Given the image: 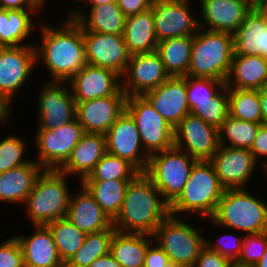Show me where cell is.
Masks as SVG:
<instances>
[{"label":"cell","mask_w":267,"mask_h":267,"mask_svg":"<svg viewBox=\"0 0 267 267\" xmlns=\"http://www.w3.org/2000/svg\"><path fill=\"white\" fill-rule=\"evenodd\" d=\"M34 233L14 235L23 253L24 267H64L47 226H33Z\"/></svg>","instance_id":"24"},{"label":"cell","mask_w":267,"mask_h":267,"mask_svg":"<svg viewBox=\"0 0 267 267\" xmlns=\"http://www.w3.org/2000/svg\"><path fill=\"white\" fill-rule=\"evenodd\" d=\"M26 147L28 148L25 139L18 137L17 133L4 136L0 140V173L30 163L33 159L24 156L27 153Z\"/></svg>","instance_id":"41"},{"label":"cell","mask_w":267,"mask_h":267,"mask_svg":"<svg viewBox=\"0 0 267 267\" xmlns=\"http://www.w3.org/2000/svg\"><path fill=\"white\" fill-rule=\"evenodd\" d=\"M74 1H75V2L77 1V2L79 3L78 6H80V7L73 6V8H74V7H75V8H74V9H73V8L71 9V6L68 5V6L70 7V8H69V11H68V13L70 12L69 15H71V14L73 13V11H74L76 8H81L82 6L80 5V3H81V2L83 3L85 0H74ZM70 9H71V10H70Z\"/></svg>","instance_id":"57"},{"label":"cell","mask_w":267,"mask_h":267,"mask_svg":"<svg viewBox=\"0 0 267 267\" xmlns=\"http://www.w3.org/2000/svg\"><path fill=\"white\" fill-rule=\"evenodd\" d=\"M224 191L212 162L197 160L182 192L169 205L170 214L184 218L193 214L210 219Z\"/></svg>","instance_id":"3"},{"label":"cell","mask_w":267,"mask_h":267,"mask_svg":"<svg viewBox=\"0 0 267 267\" xmlns=\"http://www.w3.org/2000/svg\"><path fill=\"white\" fill-rule=\"evenodd\" d=\"M211 226L251 234L267 231V201L248 188L225 189L217 204Z\"/></svg>","instance_id":"4"},{"label":"cell","mask_w":267,"mask_h":267,"mask_svg":"<svg viewBox=\"0 0 267 267\" xmlns=\"http://www.w3.org/2000/svg\"><path fill=\"white\" fill-rule=\"evenodd\" d=\"M261 125L229 115L218 128L219 145L250 150Z\"/></svg>","instance_id":"36"},{"label":"cell","mask_w":267,"mask_h":267,"mask_svg":"<svg viewBox=\"0 0 267 267\" xmlns=\"http://www.w3.org/2000/svg\"><path fill=\"white\" fill-rule=\"evenodd\" d=\"M243 235L240 254L233 264L240 267H253L265 254L267 248V231Z\"/></svg>","instance_id":"43"},{"label":"cell","mask_w":267,"mask_h":267,"mask_svg":"<svg viewBox=\"0 0 267 267\" xmlns=\"http://www.w3.org/2000/svg\"><path fill=\"white\" fill-rule=\"evenodd\" d=\"M126 94L120 89L115 95L76 102V119L85 133L106 134L126 110Z\"/></svg>","instance_id":"19"},{"label":"cell","mask_w":267,"mask_h":267,"mask_svg":"<svg viewBox=\"0 0 267 267\" xmlns=\"http://www.w3.org/2000/svg\"><path fill=\"white\" fill-rule=\"evenodd\" d=\"M126 111L135 120L142 147L149 156L174 146V128L143 95L127 97Z\"/></svg>","instance_id":"9"},{"label":"cell","mask_w":267,"mask_h":267,"mask_svg":"<svg viewBox=\"0 0 267 267\" xmlns=\"http://www.w3.org/2000/svg\"><path fill=\"white\" fill-rule=\"evenodd\" d=\"M75 102L115 95L121 89V76L108 68L86 64L67 82Z\"/></svg>","instance_id":"22"},{"label":"cell","mask_w":267,"mask_h":267,"mask_svg":"<svg viewBox=\"0 0 267 267\" xmlns=\"http://www.w3.org/2000/svg\"><path fill=\"white\" fill-rule=\"evenodd\" d=\"M47 227L53 235L58 256L65 265L83 245L87 234L66 217L53 221Z\"/></svg>","instance_id":"35"},{"label":"cell","mask_w":267,"mask_h":267,"mask_svg":"<svg viewBox=\"0 0 267 267\" xmlns=\"http://www.w3.org/2000/svg\"><path fill=\"white\" fill-rule=\"evenodd\" d=\"M84 133L76 118L53 129H37L33 140L38 152L35 161L44 169H59Z\"/></svg>","instance_id":"10"},{"label":"cell","mask_w":267,"mask_h":267,"mask_svg":"<svg viewBox=\"0 0 267 267\" xmlns=\"http://www.w3.org/2000/svg\"><path fill=\"white\" fill-rule=\"evenodd\" d=\"M169 214L156 228L153 236L169 261L182 267H192L201 249L205 246V237L188 219Z\"/></svg>","instance_id":"7"},{"label":"cell","mask_w":267,"mask_h":267,"mask_svg":"<svg viewBox=\"0 0 267 267\" xmlns=\"http://www.w3.org/2000/svg\"><path fill=\"white\" fill-rule=\"evenodd\" d=\"M232 264L226 257L204 246L192 267H231Z\"/></svg>","instance_id":"46"},{"label":"cell","mask_w":267,"mask_h":267,"mask_svg":"<svg viewBox=\"0 0 267 267\" xmlns=\"http://www.w3.org/2000/svg\"><path fill=\"white\" fill-rule=\"evenodd\" d=\"M225 87L224 81L186 76L187 101L190 109L196 104L211 103Z\"/></svg>","instance_id":"40"},{"label":"cell","mask_w":267,"mask_h":267,"mask_svg":"<svg viewBox=\"0 0 267 267\" xmlns=\"http://www.w3.org/2000/svg\"><path fill=\"white\" fill-rule=\"evenodd\" d=\"M169 77L156 51L132 54L121 76V89L127 97L143 95L160 86Z\"/></svg>","instance_id":"16"},{"label":"cell","mask_w":267,"mask_h":267,"mask_svg":"<svg viewBox=\"0 0 267 267\" xmlns=\"http://www.w3.org/2000/svg\"><path fill=\"white\" fill-rule=\"evenodd\" d=\"M200 28L234 34L253 8V0H198Z\"/></svg>","instance_id":"20"},{"label":"cell","mask_w":267,"mask_h":267,"mask_svg":"<svg viewBox=\"0 0 267 267\" xmlns=\"http://www.w3.org/2000/svg\"><path fill=\"white\" fill-rule=\"evenodd\" d=\"M267 85V59L260 55H234L227 89L261 90Z\"/></svg>","instance_id":"27"},{"label":"cell","mask_w":267,"mask_h":267,"mask_svg":"<svg viewBox=\"0 0 267 267\" xmlns=\"http://www.w3.org/2000/svg\"><path fill=\"white\" fill-rule=\"evenodd\" d=\"M45 5L40 0H0V9H43Z\"/></svg>","instance_id":"50"},{"label":"cell","mask_w":267,"mask_h":267,"mask_svg":"<svg viewBox=\"0 0 267 267\" xmlns=\"http://www.w3.org/2000/svg\"><path fill=\"white\" fill-rule=\"evenodd\" d=\"M210 161L225 189L247 188L257 166H261L250 150L223 145L219 146Z\"/></svg>","instance_id":"15"},{"label":"cell","mask_w":267,"mask_h":267,"mask_svg":"<svg viewBox=\"0 0 267 267\" xmlns=\"http://www.w3.org/2000/svg\"><path fill=\"white\" fill-rule=\"evenodd\" d=\"M164 267H182V266L176 265L175 263H173V262L170 261Z\"/></svg>","instance_id":"59"},{"label":"cell","mask_w":267,"mask_h":267,"mask_svg":"<svg viewBox=\"0 0 267 267\" xmlns=\"http://www.w3.org/2000/svg\"><path fill=\"white\" fill-rule=\"evenodd\" d=\"M78 193L70 196L66 218L86 234L110 228L113 221L101 209L90 193L82 186Z\"/></svg>","instance_id":"25"},{"label":"cell","mask_w":267,"mask_h":267,"mask_svg":"<svg viewBox=\"0 0 267 267\" xmlns=\"http://www.w3.org/2000/svg\"><path fill=\"white\" fill-rule=\"evenodd\" d=\"M12 108L0 97V126L10 125L12 117ZM11 115V116H10ZM8 122V123H7ZM10 122V123H9Z\"/></svg>","instance_id":"53"},{"label":"cell","mask_w":267,"mask_h":267,"mask_svg":"<svg viewBox=\"0 0 267 267\" xmlns=\"http://www.w3.org/2000/svg\"><path fill=\"white\" fill-rule=\"evenodd\" d=\"M262 169L264 170V173L266 174L265 177L267 179V162L262 163Z\"/></svg>","instance_id":"58"},{"label":"cell","mask_w":267,"mask_h":267,"mask_svg":"<svg viewBox=\"0 0 267 267\" xmlns=\"http://www.w3.org/2000/svg\"><path fill=\"white\" fill-rule=\"evenodd\" d=\"M190 113L218 129L229 116L227 87H225L211 103L196 104L193 106L190 109Z\"/></svg>","instance_id":"42"},{"label":"cell","mask_w":267,"mask_h":267,"mask_svg":"<svg viewBox=\"0 0 267 267\" xmlns=\"http://www.w3.org/2000/svg\"><path fill=\"white\" fill-rule=\"evenodd\" d=\"M41 10L0 9V48L35 45L34 41L33 44H27L30 42L27 37H31L30 34L32 35L35 28H38L37 24L40 23L33 17L41 18L38 16L39 13L42 15Z\"/></svg>","instance_id":"26"},{"label":"cell","mask_w":267,"mask_h":267,"mask_svg":"<svg viewBox=\"0 0 267 267\" xmlns=\"http://www.w3.org/2000/svg\"><path fill=\"white\" fill-rule=\"evenodd\" d=\"M0 267H24L22 249L14 235L0 243Z\"/></svg>","instance_id":"45"},{"label":"cell","mask_w":267,"mask_h":267,"mask_svg":"<svg viewBox=\"0 0 267 267\" xmlns=\"http://www.w3.org/2000/svg\"><path fill=\"white\" fill-rule=\"evenodd\" d=\"M229 115L235 119L263 124L260 91L227 89Z\"/></svg>","instance_id":"38"},{"label":"cell","mask_w":267,"mask_h":267,"mask_svg":"<svg viewBox=\"0 0 267 267\" xmlns=\"http://www.w3.org/2000/svg\"><path fill=\"white\" fill-rule=\"evenodd\" d=\"M234 56L233 35L199 28L193 35L187 76L226 82Z\"/></svg>","instance_id":"6"},{"label":"cell","mask_w":267,"mask_h":267,"mask_svg":"<svg viewBox=\"0 0 267 267\" xmlns=\"http://www.w3.org/2000/svg\"><path fill=\"white\" fill-rule=\"evenodd\" d=\"M43 170L33 159L28 164L0 173V202L23 205Z\"/></svg>","instance_id":"28"},{"label":"cell","mask_w":267,"mask_h":267,"mask_svg":"<svg viewBox=\"0 0 267 267\" xmlns=\"http://www.w3.org/2000/svg\"><path fill=\"white\" fill-rule=\"evenodd\" d=\"M253 267H267V248L261 260L257 264H255Z\"/></svg>","instance_id":"56"},{"label":"cell","mask_w":267,"mask_h":267,"mask_svg":"<svg viewBox=\"0 0 267 267\" xmlns=\"http://www.w3.org/2000/svg\"><path fill=\"white\" fill-rule=\"evenodd\" d=\"M107 153L127 160L139 172H145L149 155L141 144L135 120L125 112L105 134Z\"/></svg>","instance_id":"14"},{"label":"cell","mask_w":267,"mask_h":267,"mask_svg":"<svg viewBox=\"0 0 267 267\" xmlns=\"http://www.w3.org/2000/svg\"><path fill=\"white\" fill-rule=\"evenodd\" d=\"M45 82L42 83L36 105L37 129H53L73 121L76 118V102L69 84Z\"/></svg>","instance_id":"13"},{"label":"cell","mask_w":267,"mask_h":267,"mask_svg":"<svg viewBox=\"0 0 267 267\" xmlns=\"http://www.w3.org/2000/svg\"><path fill=\"white\" fill-rule=\"evenodd\" d=\"M153 241L152 235L115 231L110 253L122 267H143L146 251Z\"/></svg>","instance_id":"32"},{"label":"cell","mask_w":267,"mask_h":267,"mask_svg":"<svg viewBox=\"0 0 267 267\" xmlns=\"http://www.w3.org/2000/svg\"><path fill=\"white\" fill-rule=\"evenodd\" d=\"M169 258L156 242H152L146 251L143 267H164Z\"/></svg>","instance_id":"48"},{"label":"cell","mask_w":267,"mask_h":267,"mask_svg":"<svg viewBox=\"0 0 267 267\" xmlns=\"http://www.w3.org/2000/svg\"><path fill=\"white\" fill-rule=\"evenodd\" d=\"M67 175L59 169H44L23 205L32 226H47L66 217L70 193Z\"/></svg>","instance_id":"5"},{"label":"cell","mask_w":267,"mask_h":267,"mask_svg":"<svg viewBox=\"0 0 267 267\" xmlns=\"http://www.w3.org/2000/svg\"><path fill=\"white\" fill-rule=\"evenodd\" d=\"M196 161V158L173 146L150 155L144 173L170 205L182 192Z\"/></svg>","instance_id":"8"},{"label":"cell","mask_w":267,"mask_h":267,"mask_svg":"<svg viewBox=\"0 0 267 267\" xmlns=\"http://www.w3.org/2000/svg\"><path fill=\"white\" fill-rule=\"evenodd\" d=\"M107 153L104 134L84 133L72 149L70 157L59 168L68 177H78V183L88 177L98 161Z\"/></svg>","instance_id":"23"},{"label":"cell","mask_w":267,"mask_h":267,"mask_svg":"<svg viewBox=\"0 0 267 267\" xmlns=\"http://www.w3.org/2000/svg\"><path fill=\"white\" fill-rule=\"evenodd\" d=\"M113 2H117V0H85L82 3V4H84L82 7L83 9L82 8H76L71 15H68V17H70L73 20H76L83 12H85L86 6L88 9V6L91 7L94 5H99V4H103V3H113Z\"/></svg>","instance_id":"52"},{"label":"cell","mask_w":267,"mask_h":267,"mask_svg":"<svg viewBox=\"0 0 267 267\" xmlns=\"http://www.w3.org/2000/svg\"><path fill=\"white\" fill-rule=\"evenodd\" d=\"M88 267H122V266L109 252L108 254L93 260Z\"/></svg>","instance_id":"51"},{"label":"cell","mask_w":267,"mask_h":267,"mask_svg":"<svg viewBox=\"0 0 267 267\" xmlns=\"http://www.w3.org/2000/svg\"><path fill=\"white\" fill-rule=\"evenodd\" d=\"M143 96L173 128L190 113L186 76H170L160 86L145 92Z\"/></svg>","instance_id":"21"},{"label":"cell","mask_w":267,"mask_h":267,"mask_svg":"<svg viewBox=\"0 0 267 267\" xmlns=\"http://www.w3.org/2000/svg\"><path fill=\"white\" fill-rule=\"evenodd\" d=\"M87 11L75 20L83 30L123 35L126 16L117 2L94 5Z\"/></svg>","instance_id":"31"},{"label":"cell","mask_w":267,"mask_h":267,"mask_svg":"<svg viewBox=\"0 0 267 267\" xmlns=\"http://www.w3.org/2000/svg\"><path fill=\"white\" fill-rule=\"evenodd\" d=\"M191 0H153L151 9L158 42L168 38L193 36L200 28L193 16Z\"/></svg>","instance_id":"12"},{"label":"cell","mask_w":267,"mask_h":267,"mask_svg":"<svg viewBox=\"0 0 267 267\" xmlns=\"http://www.w3.org/2000/svg\"><path fill=\"white\" fill-rule=\"evenodd\" d=\"M233 38L234 55H260L267 59V25L254 8L245 16Z\"/></svg>","instance_id":"29"},{"label":"cell","mask_w":267,"mask_h":267,"mask_svg":"<svg viewBox=\"0 0 267 267\" xmlns=\"http://www.w3.org/2000/svg\"><path fill=\"white\" fill-rule=\"evenodd\" d=\"M152 2L153 0H117L119 8L126 17L149 10Z\"/></svg>","instance_id":"49"},{"label":"cell","mask_w":267,"mask_h":267,"mask_svg":"<svg viewBox=\"0 0 267 267\" xmlns=\"http://www.w3.org/2000/svg\"><path fill=\"white\" fill-rule=\"evenodd\" d=\"M115 231L116 229L112 225L101 232L87 234L83 245L64 267H88L93 260L108 254Z\"/></svg>","instance_id":"37"},{"label":"cell","mask_w":267,"mask_h":267,"mask_svg":"<svg viewBox=\"0 0 267 267\" xmlns=\"http://www.w3.org/2000/svg\"><path fill=\"white\" fill-rule=\"evenodd\" d=\"M45 6H46V2H47V0H40Z\"/></svg>","instance_id":"60"},{"label":"cell","mask_w":267,"mask_h":267,"mask_svg":"<svg viewBox=\"0 0 267 267\" xmlns=\"http://www.w3.org/2000/svg\"><path fill=\"white\" fill-rule=\"evenodd\" d=\"M123 38L131 55L156 51L158 40L151 8L126 17Z\"/></svg>","instance_id":"30"},{"label":"cell","mask_w":267,"mask_h":267,"mask_svg":"<svg viewBox=\"0 0 267 267\" xmlns=\"http://www.w3.org/2000/svg\"><path fill=\"white\" fill-rule=\"evenodd\" d=\"M253 8L263 18L267 25V0H253Z\"/></svg>","instance_id":"54"},{"label":"cell","mask_w":267,"mask_h":267,"mask_svg":"<svg viewBox=\"0 0 267 267\" xmlns=\"http://www.w3.org/2000/svg\"><path fill=\"white\" fill-rule=\"evenodd\" d=\"M66 17L58 27L50 22L38 25L41 42L35 43L36 62L48 70L51 78L46 81L68 82L87 64L82 27Z\"/></svg>","instance_id":"1"},{"label":"cell","mask_w":267,"mask_h":267,"mask_svg":"<svg viewBox=\"0 0 267 267\" xmlns=\"http://www.w3.org/2000/svg\"><path fill=\"white\" fill-rule=\"evenodd\" d=\"M131 180H82V185L113 221L119 214Z\"/></svg>","instance_id":"34"},{"label":"cell","mask_w":267,"mask_h":267,"mask_svg":"<svg viewBox=\"0 0 267 267\" xmlns=\"http://www.w3.org/2000/svg\"><path fill=\"white\" fill-rule=\"evenodd\" d=\"M36 66L35 45L0 48V97L10 107Z\"/></svg>","instance_id":"11"},{"label":"cell","mask_w":267,"mask_h":267,"mask_svg":"<svg viewBox=\"0 0 267 267\" xmlns=\"http://www.w3.org/2000/svg\"><path fill=\"white\" fill-rule=\"evenodd\" d=\"M174 146L197 160H210L220 146L218 129L189 113L174 128Z\"/></svg>","instance_id":"18"},{"label":"cell","mask_w":267,"mask_h":267,"mask_svg":"<svg viewBox=\"0 0 267 267\" xmlns=\"http://www.w3.org/2000/svg\"><path fill=\"white\" fill-rule=\"evenodd\" d=\"M169 214V204L158 188L144 172H139L127 185L113 226L119 232L153 235Z\"/></svg>","instance_id":"2"},{"label":"cell","mask_w":267,"mask_h":267,"mask_svg":"<svg viewBox=\"0 0 267 267\" xmlns=\"http://www.w3.org/2000/svg\"><path fill=\"white\" fill-rule=\"evenodd\" d=\"M138 173L127 160L106 153L83 180H132Z\"/></svg>","instance_id":"39"},{"label":"cell","mask_w":267,"mask_h":267,"mask_svg":"<svg viewBox=\"0 0 267 267\" xmlns=\"http://www.w3.org/2000/svg\"><path fill=\"white\" fill-rule=\"evenodd\" d=\"M250 152L253 154L255 160L258 163L260 162V165L264 162H267V125L266 124H262L259 127L256 137L253 141L252 147L250 148ZM261 158H264V159H261Z\"/></svg>","instance_id":"47"},{"label":"cell","mask_w":267,"mask_h":267,"mask_svg":"<svg viewBox=\"0 0 267 267\" xmlns=\"http://www.w3.org/2000/svg\"><path fill=\"white\" fill-rule=\"evenodd\" d=\"M243 237L242 233L237 236L236 233L233 234L227 231L226 234H220V237L216 238V240L205 238V246L234 263L240 254Z\"/></svg>","instance_id":"44"},{"label":"cell","mask_w":267,"mask_h":267,"mask_svg":"<svg viewBox=\"0 0 267 267\" xmlns=\"http://www.w3.org/2000/svg\"><path fill=\"white\" fill-rule=\"evenodd\" d=\"M82 34L87 64L111 69L122 76L131 56L123 35L98 33L83 29Z\"/></svg>","instance_id":"17"},{"label":"cell","mask_w":267,"mask_h":267,"mask_svg":"<svg viewBox=\"0 0 267 267\" xmlns=\"http://www.w3.org/2000/svg\"><path fill=\"white\" fill-rule=\"evenodd\" d=\"M192 42L193 36L168 38L158 42L156 52L171 77L187 76Z\"/></svg>","instance_id":"33"},{"label":"cell","mask_w":267,"mask_h":267,"mask_svg":"<svg viewBox=\"0 0 267 267\" xmlns=\"http://www.w3.org/2000/svg\"><path fill=\"white\" fill-rule=\"evenodd\" d=\"M231 267H240V266H237V265H235V264H232V266Z\"/></svg>","instance_id":"61"},{"label":"cell","mask_w":267,"mask_h":267,"mask_svg":"<svg viewBox=\"0 0 267 267\" xmlns=\"http://www.w3.org/2000/svg\"><path fill=\"white\" fill-rule=\"evenodd\" d=\"M260 102L263 124L267 125V85L260 90Z\"/></svg>","instance_id":"55"}]
</instances>
